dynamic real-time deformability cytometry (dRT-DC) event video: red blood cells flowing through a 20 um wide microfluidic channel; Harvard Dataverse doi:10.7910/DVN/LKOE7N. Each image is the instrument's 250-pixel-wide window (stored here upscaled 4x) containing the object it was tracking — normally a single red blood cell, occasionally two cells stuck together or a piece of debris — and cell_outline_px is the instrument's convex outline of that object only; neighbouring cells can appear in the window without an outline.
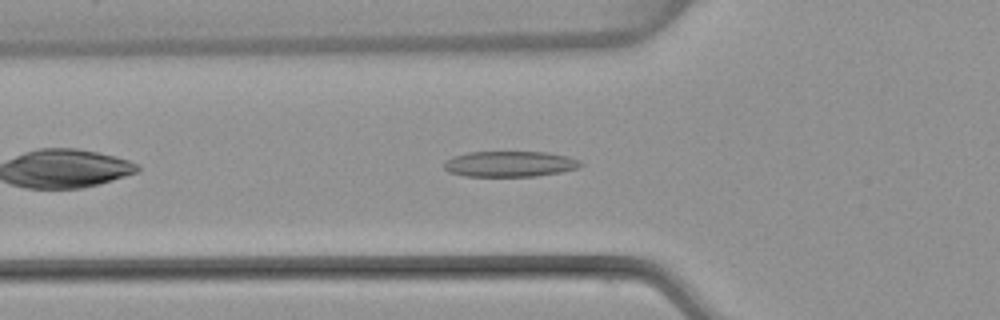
{"species": "common noctule bat (a hibernating species)", "species_latin": "Nyctalus noctula", "temperature_condition": "warm", "stored_images_in_passage": 41, "camera_frame_rate_fps": 3000, "um_per_image_px": 0.085, "animal": {"sex": "female", "body_mass_g": 22.7, "forearm_length_mm": 54.2}, "frame": {"image": 1, "passage_image": 6, "time_ms": 1.667, "image_size_px": [1000, 320], "cell_outline_px": [[584, 164], [576, 168], [560, 172], [536, 176], [464, 176], [448, 172], [444, 168], [444, 160], [452, 156], [468, 152], [548, 152], [568, 156], [580, 160]], "centroid_in_image_um": [43.31, 13.93], "position_along_channel_um": 82.5, "area_um2": 20.58}}
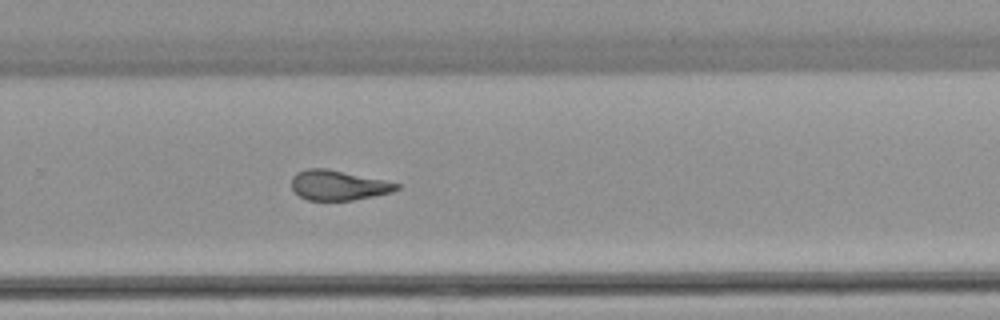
{"frame": {"image": 2, "passage_image": 23, "time_ms": 7.333, "image_size_px": [1000, 320], "cell_outline_px": [[400, 188], [392, 192], [352, 200], [308, 200], [300, 196], [292, 188], [292, 176], [296, 172], [308, 168], [328, 168], [384, 180], [400, 184]], "centroid_in_image_um": [28.74, 15.73], "position_along_channel_um": 301.1, "area_um2": 18.26}}
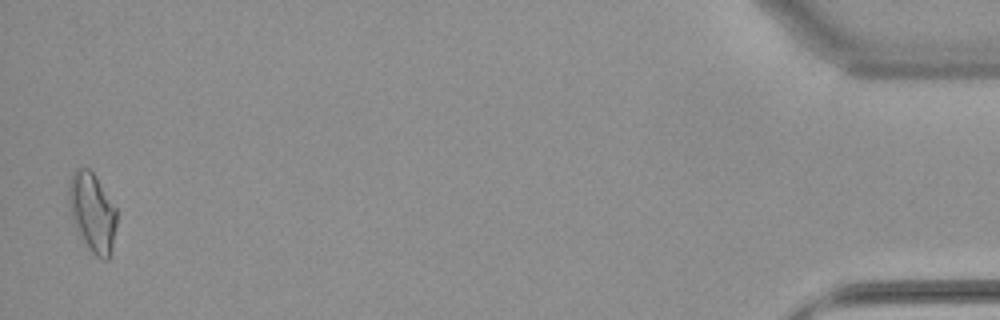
{"frame": {"image": 3, "passage_image": 40, "time_ms": 13.0, "image_size_px": [1000, 320], "cell_outline_px": [[116, 224], [112, 244], [108, 260], [104, 260], [96, 256], [88, 248], [80, 236], [76, 228], [68, 204], [68, 184], [72, 172], [76, 168], [88, 168], [96, 176], [116, 208]], "centroid_in_image_um": [7.83, 18.01], "position_along_channel_um": 427.4, "area_um2": 21.91}, "authors_computed_cell_mechanics": {"area_um2": 19.1318, "velocity_mm_per_s": 3.8538, "shape_relaxation_time_tau1_ms": null, "shape_relaxation_time_tau2_ms": 2.2803, "deformation_change_tau1": null, "deformation_change_tau2": 0.1134}}